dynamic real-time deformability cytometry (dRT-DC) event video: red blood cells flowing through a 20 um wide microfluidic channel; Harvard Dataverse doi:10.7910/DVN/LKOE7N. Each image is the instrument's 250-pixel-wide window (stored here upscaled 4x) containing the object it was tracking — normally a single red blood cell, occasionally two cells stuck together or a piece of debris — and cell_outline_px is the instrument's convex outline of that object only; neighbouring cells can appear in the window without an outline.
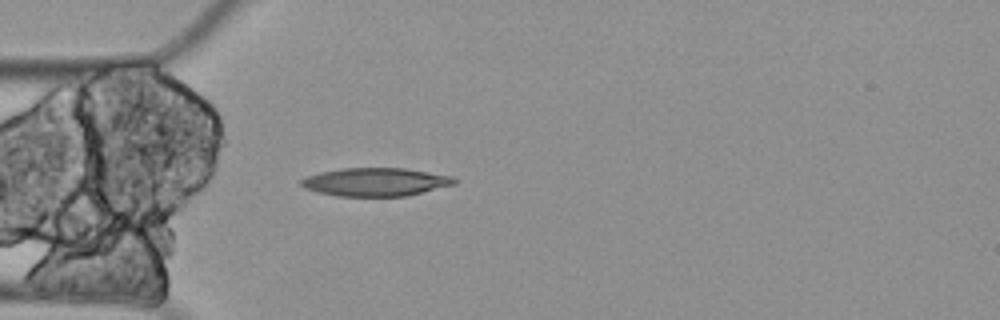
{"species": "Egyptian fruit bat (a non-hibernating species)", "species_latin": "Rousettus aegyptiacus", "temperature_condition": "cold", "stored_images_in_passage": 5, "camera_frame_rate_fps": 3000, "um_per_image_px": 0.085, "animal": {"sex": "female"}, "frame": {"image": 1, "passage_image": 5, "time_ms": 1.333, "image_size_px": [1000, 320], "cell_outline_px": [[456, 184], [408, 196], [336, 196], [304, 188], [300, 184], [300, 180], [304, 176], [320, 172], [340, 168], [404, 168], [452, 176], [456, 180]], "centroid_in_image_um": [31.9, 15.46], "position_along_channel_um": 53.1, "area_um2": 25.32}}